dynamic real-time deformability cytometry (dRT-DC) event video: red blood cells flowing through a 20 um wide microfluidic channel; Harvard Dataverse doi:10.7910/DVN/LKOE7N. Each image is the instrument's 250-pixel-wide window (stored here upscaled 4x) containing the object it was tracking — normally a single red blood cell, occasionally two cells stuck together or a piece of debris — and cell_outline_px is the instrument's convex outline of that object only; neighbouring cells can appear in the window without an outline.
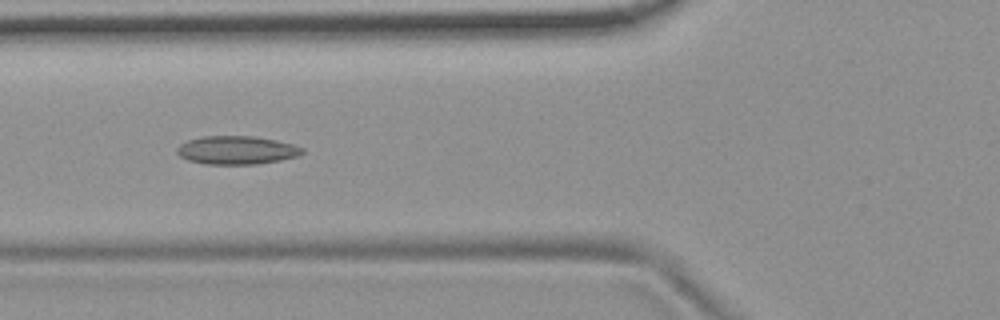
{"species": "common noctule bat (a hibernating species)", "species_latin": "Nyctalus noctula", "temperature_condition": "room temperature", "stored_images_in_passage": 7, "camera_frame_rate_fps": 3000, "um_per_image_px": 0.085, "animal": {"sex": "female", "body_mass_g": 19.9}, "frame": {"image": 1, "passage_image": 5, "time_ms": 5.667, "image_size_px": [1000, 320], "cell_outline_px": [[304, 152], [300, 156], [280, 160], [256, 164], [204, 164], [188, 160], [180, 156], [176, 152], [176, 148], [180, 144], [188, 140], [200, 136], [256, 136], [276, 140], [292, 144], [304, 148]], "centroid_in_image_um": [20.12, 12.76], "position_along_channel_um": 105.7, "area_um2": 20.87}}
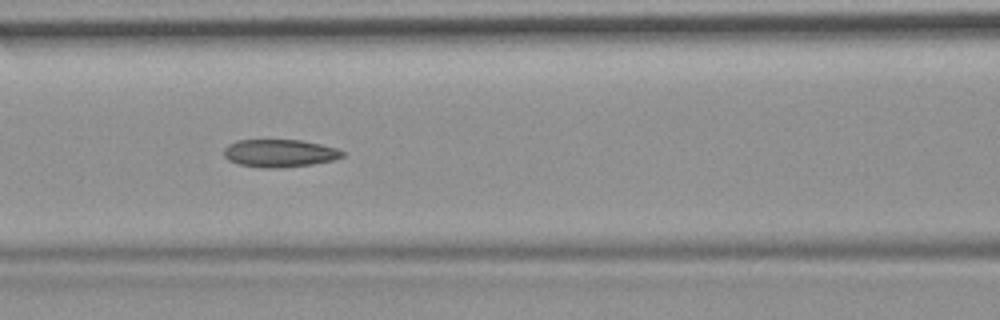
{"frame": {"image": 2, "passage_image": 6, "time_ms": 6.667, "image_size_px": [1000, 320], "cell_outline_px": [[344, 156], [332, 160], [312, 164], [276, 168], [264, 168], [240, 164], [228, 160], [224, 156], [224, 148], [228, 144], [236, 140], [300, 140], [320, 144], [336, 148], [344, 152]], "centroid_in_image_um": [23.74, 13.02], "position_along_channel_um": 142.9, "area_um2": 19.02}}